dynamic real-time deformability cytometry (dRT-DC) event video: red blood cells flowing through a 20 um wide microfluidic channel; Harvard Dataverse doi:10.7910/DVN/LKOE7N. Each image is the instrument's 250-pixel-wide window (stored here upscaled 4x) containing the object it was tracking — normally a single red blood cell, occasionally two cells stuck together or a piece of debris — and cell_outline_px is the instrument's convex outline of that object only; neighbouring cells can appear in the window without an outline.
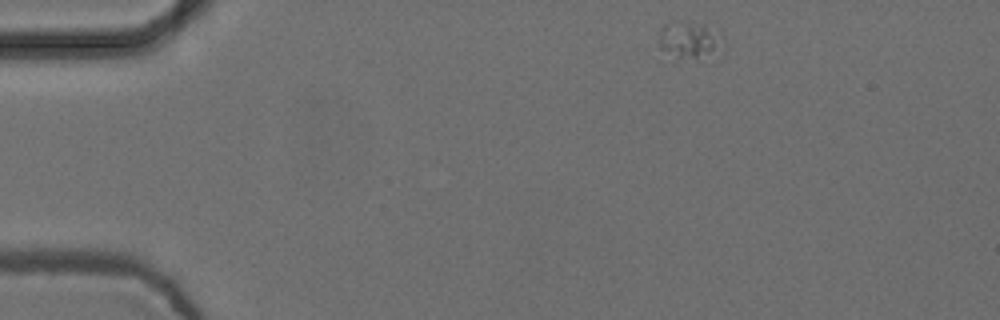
{"species": "common noctule bat (a hibernating species)", "species_latin": "Nyctalus noctula", "temperature_condition": "cold", "stored_images_in_passage": 4, "camera_frame_rate_fps": 3000, "um_per_image_px": 0.085, "animal": {"sex": "female", "body_mass_g": 24.6, "forearm_length_mm": 56.2}, "frame": {"image": 1, "passage_image": 1, "time_ms": 0.0, "image_size_px": [1000, 320], "cell_outline_px": [[724, 36], [708, 52], [696, 60], [680, 56], [660, 48], [660, 28], [664, 24], [676, 20], [680, 20], [704, 24], [720, 28]], "centroid_in_image_um": [58.57, 3.27], "position_along_channel_um": 26.4, "area_um2": 13.18}}